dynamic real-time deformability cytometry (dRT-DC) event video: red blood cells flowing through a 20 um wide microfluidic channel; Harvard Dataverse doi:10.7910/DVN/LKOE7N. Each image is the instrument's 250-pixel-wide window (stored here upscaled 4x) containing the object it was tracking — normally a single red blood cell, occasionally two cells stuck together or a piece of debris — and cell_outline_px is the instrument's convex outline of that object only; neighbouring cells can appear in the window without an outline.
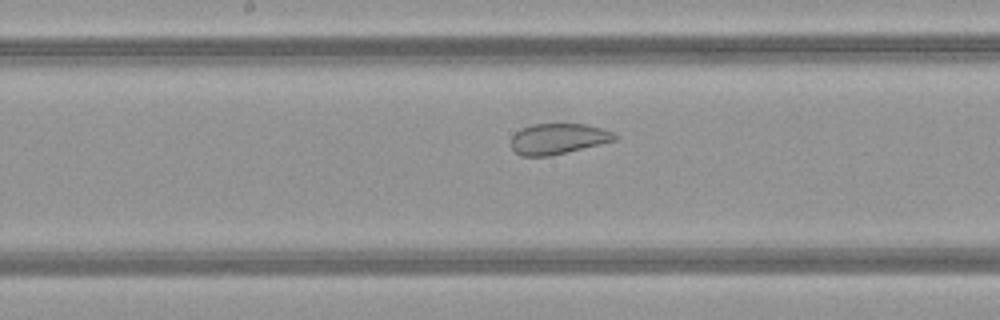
{"species": "common noctule bat (a hibernating species)", "species_latin": "Nyctalus noctula", "temperature_condition": "warm", "stored_images_in_passage": 50, "camera_frame_rate_fps": 3000, "um_per_image_px": 0.085, "animal": {"sex": "female", "body_mass_g": 21.9}, "frame": {"image": 1, "passage_image": 26, "time_ms": 8.333, "image_size_px": [1000, 320], "cell_outline_px": [[616, 140], [548, 156], [520, 156], [512, 148], [512, 136], [520, 128], [532, 124], [584, 124], [604, 128], [616, 132]], "centroid_in_image_um": [47.44, 11.78], "position_along_channel_um": 200.8, "area_um2": 18.44}}
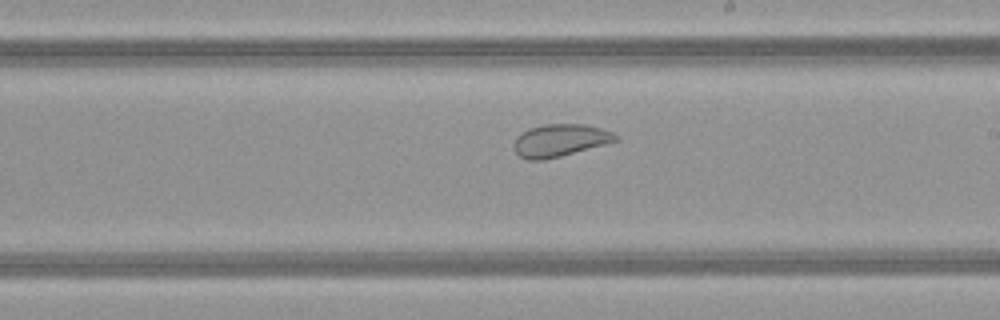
{"frame": {"image": 2, "passage_image": 29, "time_ms": 9.333, "image_size_px": [1000, 320], "cell_outline_px": [[620, 140], [560, 156], [544, 160], [528, 160], [520, 156], [516, 152], [512, 144], [516, 136], [528, 128], [544, 124], [584, 124], [600, 128], [612, 132], [620, 136]], "centroid_in_image_um": [47.58, 11.92], "position_along_channel_um": 241.4, "area_um2": 19.31}}
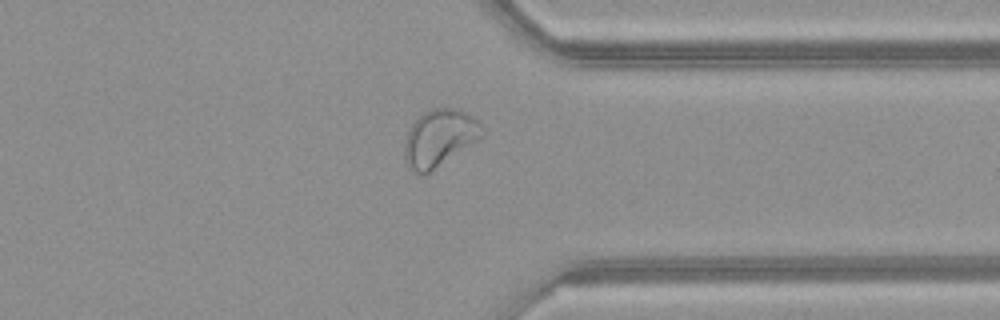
{"frame": {"image": 3, "passage_image": 39, "time_ms": 12.667, "image_size_px": [1000, 320], "cell_outline_px": [[484, 136], [428, 172], [416, 172], [408, 164], [404, 156], [404, 140], [412, 124], [424, 112], [432, 108], [456, 108], [468, 112], [480, 120], [484, 128]], "centroid_in_image_um": [37.4, 11.66], "position_along_channel_um": 374.0, "area_um2": 25.43}, "authors_computed_cell_mechanics": {"area_um2": 27.9752, "velocity_mm_per_s": 4.0902, "shape_relaxation_time_tau1_ms": null, "shape_relaxation_time_tau2_ms": 0.9402, "deformation_change_tau1": null, "deformation_change_tau2": 0.0704}}